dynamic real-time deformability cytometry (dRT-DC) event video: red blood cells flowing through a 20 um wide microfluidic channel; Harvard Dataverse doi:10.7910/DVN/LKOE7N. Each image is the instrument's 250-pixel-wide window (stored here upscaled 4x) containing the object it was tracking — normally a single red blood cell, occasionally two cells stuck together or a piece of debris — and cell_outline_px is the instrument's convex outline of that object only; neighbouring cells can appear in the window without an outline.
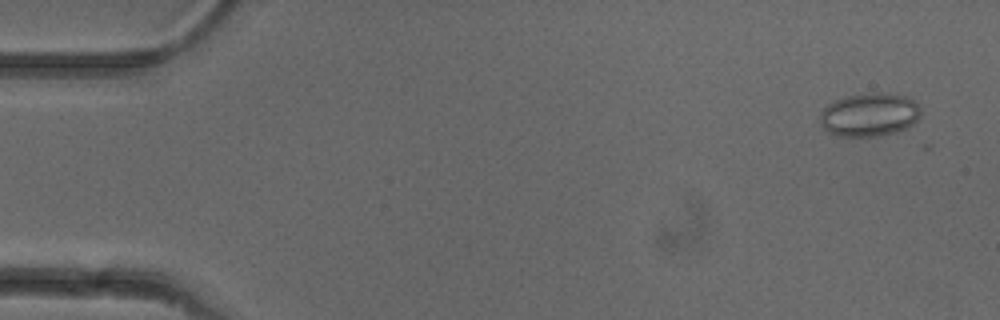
{"species": "common noctule bat (a hibernating species)", "species_latin": "Nyctalus noctula", "temperature_condition": "cold", "stored_images_in_passage": 49, "camera_frame_rate_fps": 3000, "um_per_image_px": 0.085, "animal": {"sex": "female"}, "frame": {"image": 1, "passage_image": 3, "time_ms": 0.667, "image_size_px": [1000, 320], "cell_outline_px": [[920, 116], [908, 128], [896, 132], [876, 136], [836, 136], [828, 132], [820, 124], [820, 112], [828, 104], [844, 96], [872, 92], [880, 92], [904, 96], [912, 100], [920, 108]], "centroid_in_image_um": [73.87, 9.75], "position_along_channel_um": 11.1, "area_um2": 25.55}}
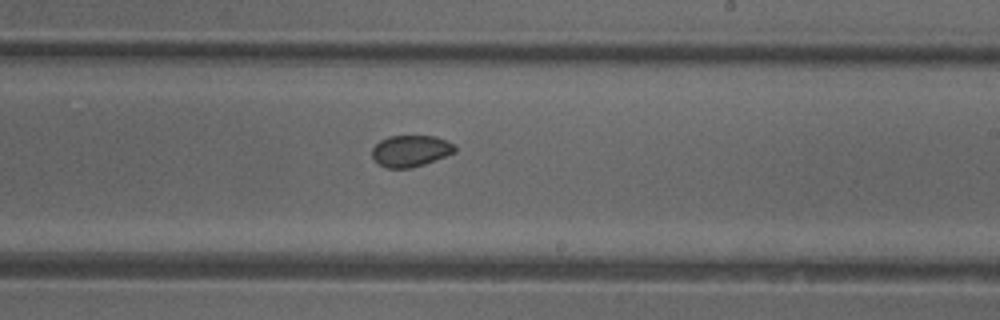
{"frame": {"image": 2, "passage_image": 31, "time_ms": 10.0, "image_size_px": [1000, 320], "cell_outline_px": [[456, 152], [424, 164], [412, 168], [388, 168], [380, 164], [372, 156], [372, 148], [380, 140], [388, 136], [436, 136], [456, 144]], "centroid_in_image_um": [34.93, 12.81], "position_along_channel_um": 254.1, "area_um2": 15.2}}
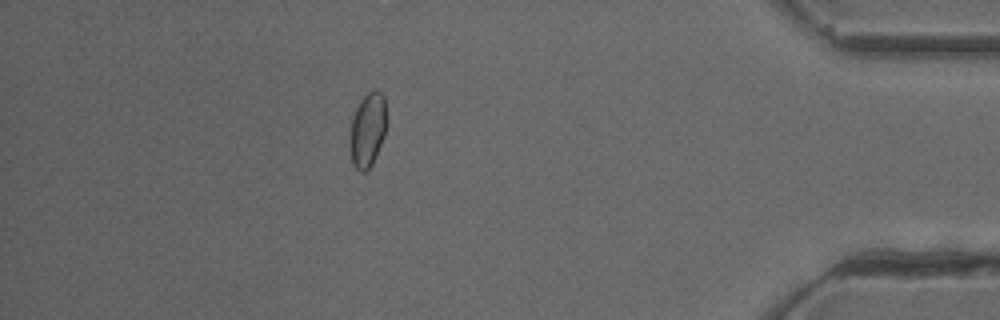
{"frame": {"image": 3, "passage_image": 46, "time_ms": 15.0, "image_size_px": [1000, 320], "cell_outline_px": [[388, 120], [384, 136], [376, 156], [372, 164], [364, 172], [360, 172], [352, 164], [352, 116], [360, 100], [372, 88], [376, 88], [384, 96]], "centroid_in_image_um": [31.31, 10.97], "position_along_channel_um": 403.9, "area_um2": 15.78}}